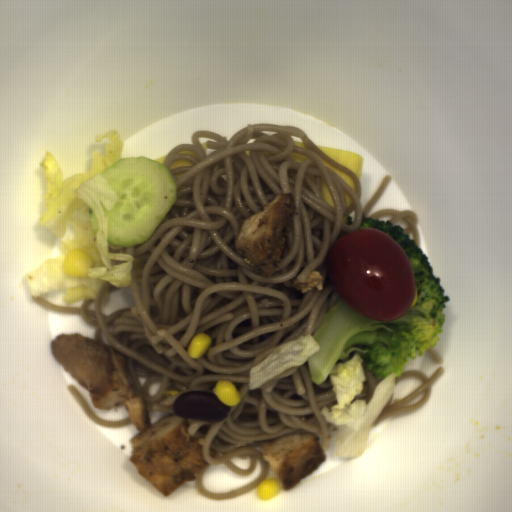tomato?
<instances>
[{
    "instance_id": "1",
    "label": "tomato",
    "mask_w": 512,
    "mask_h": 512,
    "mask_svg": "<svg viewBox=\"0 0 512 512\" xmlns=\"http://www.w3.org/2000/svg\"><path fill=\"white\" fill-rule=\"evenodd\" d=\"M328 277L343 303L376 320L402 318L413 305L417 283L402 247L373 228L339 236L330 248Z\"/></svg>"
}]
</instances>
